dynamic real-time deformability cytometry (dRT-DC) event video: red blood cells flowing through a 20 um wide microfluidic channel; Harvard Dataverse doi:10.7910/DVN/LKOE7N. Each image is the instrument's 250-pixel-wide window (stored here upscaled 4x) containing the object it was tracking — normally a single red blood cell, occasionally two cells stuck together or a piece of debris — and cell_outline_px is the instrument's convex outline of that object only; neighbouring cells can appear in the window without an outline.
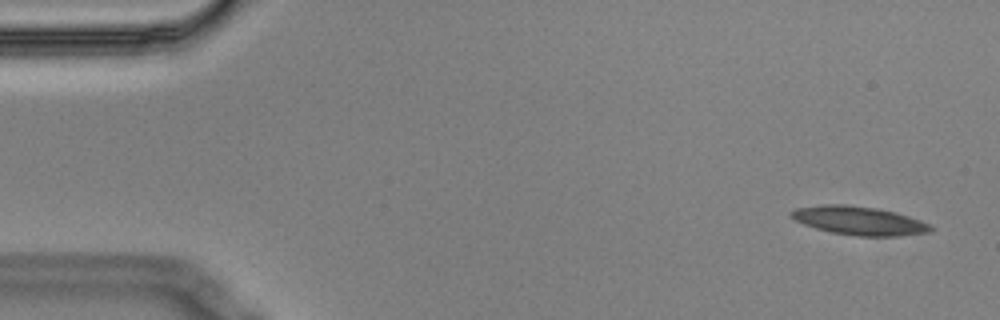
{"species": "Egyptian fruit bat (a non-hibernating species)", "species_latin": "Rousettus aegyptiacus", "temperature_condition": "cold", "stored_images_in_passage": 4, "camera_frame_rate_fps": 3000, "um_per_image_px": 0.085, "animal": {"sex": "male"}, "frame": {"image": 1, "passage_image": 1, "time_ms": 0.0, "image_size_px": [1000, 320], "cell_outline_px": [[936, 228], [932, 232], [900, 236], [856, 236], [832, 232], [816, 228], [804, 224], [788, 216], [788, 212], [796, 208], [824, 204], [844, 204], [876, 208], [896, 212], [932, 224]], "centroid_in_image_um": [73.06, 18.76], "position_along_channel_um": 11.9, "area_um2": 23.47}}